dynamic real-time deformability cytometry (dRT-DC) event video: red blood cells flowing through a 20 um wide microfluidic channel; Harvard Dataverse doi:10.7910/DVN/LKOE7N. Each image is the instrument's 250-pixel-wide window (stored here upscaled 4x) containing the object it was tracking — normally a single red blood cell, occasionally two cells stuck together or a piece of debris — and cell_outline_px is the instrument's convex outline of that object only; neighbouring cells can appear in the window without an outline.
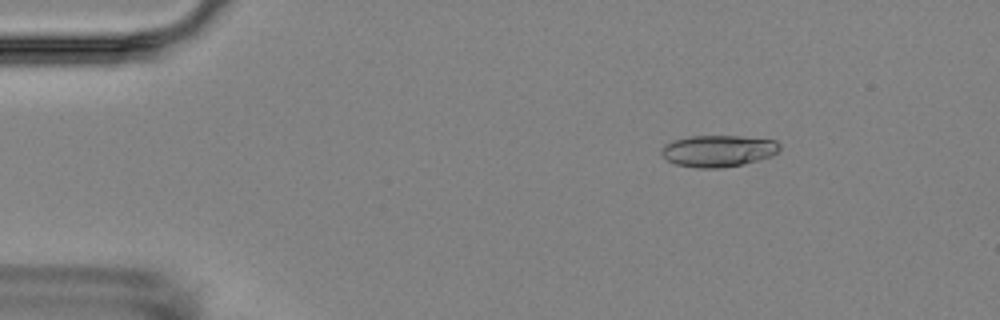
{"species": "Egyptian fruit bat (a non-hibernating species)", "species_latin": "Rousettus aegyptiacus", "temperature_condition": "room temperature", "stored_images_in_passage": 3, "camera_frame_rate_fps": 3000, "um_per_image_px": 0.085, "animal": {"sex": "female"}, "frame": {"image": 1, "passage_image": 1, "time_ms": 0.0, "image_size_px": [1000, 320], "cell_outline_px": [[780, 148], [772, 156], [744, 164], [720, 168], [700, 168], [676, 164], [668, 160], [660, 152], [664, 144], [672, 140], [692, 136], [740, 136], [776, 140], [780, 144]], "centroid_in_image_um": [61.06, 12.82], "position_along_channel_um": 23.9, "area_um2": 21.79}}